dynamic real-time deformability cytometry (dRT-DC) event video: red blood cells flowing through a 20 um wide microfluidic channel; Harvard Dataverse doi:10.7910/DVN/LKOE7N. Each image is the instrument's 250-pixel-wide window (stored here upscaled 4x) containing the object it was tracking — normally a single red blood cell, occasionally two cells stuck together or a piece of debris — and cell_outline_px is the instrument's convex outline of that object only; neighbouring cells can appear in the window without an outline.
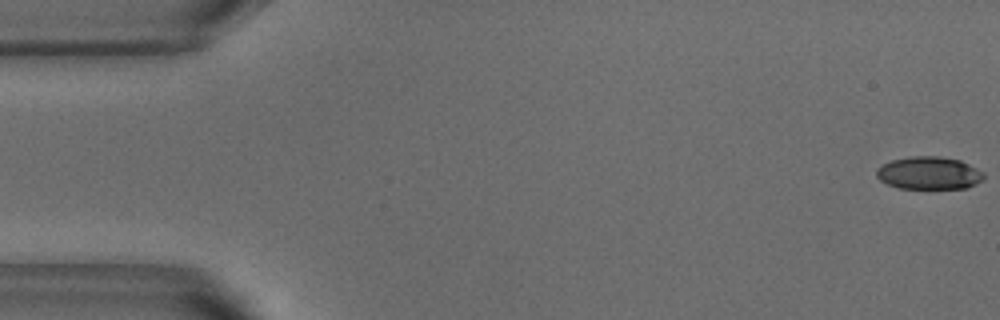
{"species": "common noctule bat (a hibernating species)", "species_latin": "Nyctalus noctula", "temperature_condition": "warm", "stored_images_in_passage": 53, "camera_frame_rate_fps": 3000, "um_per_image_px": 0.085, "animal": {"sex": "male", "body_mass_g": 18.8}, "frame": {"image": 1, "passage_image": 1, "time_ms": 0.0, "image_size_px": [1000, 320], "cell_outline_px": [[984, 180], [968, 188], [900, 188], [888, 184], [880, 180], [876, 176], [876, 168], [892, 160], [912, 156], [940, 156], [960, 160], [984, 172]], "centroid_in_image_um": [78.99, 14.71], "position_along_channel_um": 6.0, "area_um2": 20.46}}
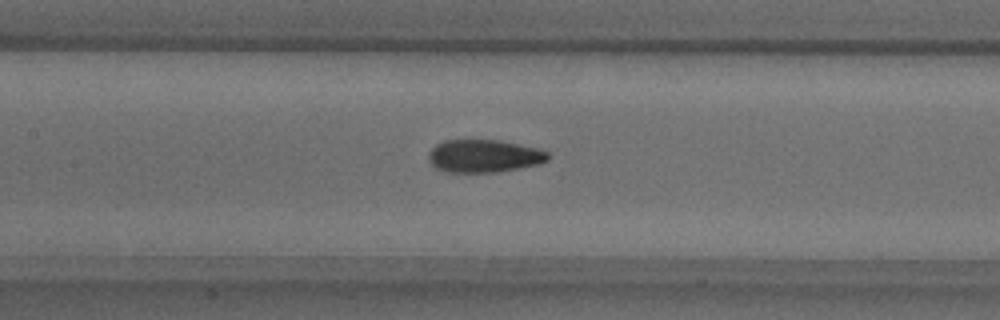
{"frame": {"image": 2, "passage_image": 24, "time_ms": 7.667, "image_size_px": [1000, 320], "cell_outline_px": [[548, 160], [536, 164], [520, 168], [496, 172], [444, 172], [436, 168], [428, 160], [428, 152], [436, 144], [444, 140], [500, 140], [536, 148], [548, 152]], "centroid_in_image_um": [41.09, 13.26], "position_along_channel_um": 166.3, "area_um2": 22.77}}
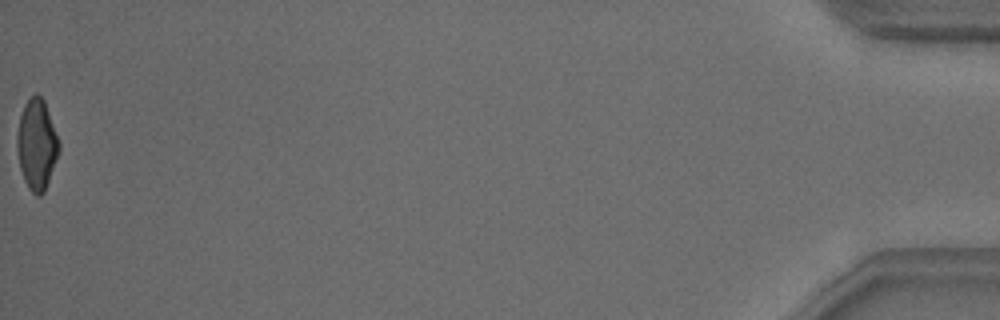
{"frame": {"image": 3, "passage_image": 53, "time_ms": 17.333, "image_size_px": [1000, 320], "cell_outline_px": [[60, 152], [44, 192], [40, 196], [36, 196], [28, 188], [24, 180], [20, 168], [16, 148], [16, 136], [20, 116], [24, 104], [32, 96], [40, 96], [44, 100], [60, 144]], "centroid_in_image_um": [3.12, 12.32], "position_along_channel_um": 432.1, "area_um2": 22.08}, "authors_computed_cell_mechanics": {"area_um2": 22.3686, "velocity_mm_per_s": 3.8239, "shape_relaxation_time_tau1_ms": 5.4683, "shape_relaxation_time_tau2_ms": 1.4844, "deformation_change_tau1": 0.1626, "deformation_change_tau2": 0.0827}}